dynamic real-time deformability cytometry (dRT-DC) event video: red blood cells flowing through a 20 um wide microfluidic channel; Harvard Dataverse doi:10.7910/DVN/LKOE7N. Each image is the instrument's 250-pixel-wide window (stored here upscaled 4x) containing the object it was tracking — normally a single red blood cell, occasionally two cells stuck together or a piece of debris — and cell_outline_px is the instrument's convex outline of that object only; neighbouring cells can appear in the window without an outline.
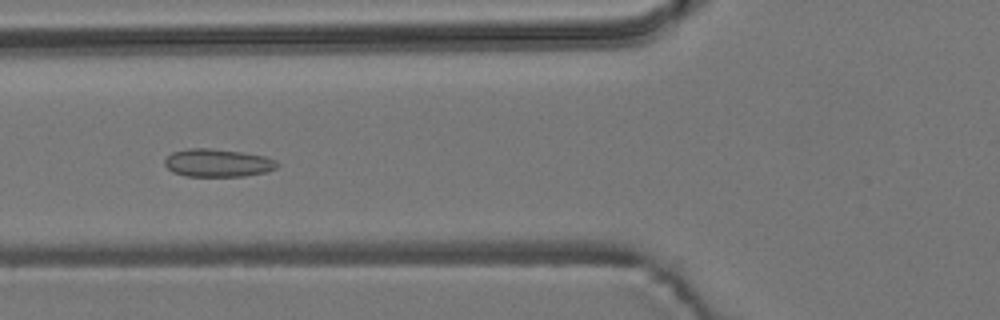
{"species": "common noctule bat (a hibernating species)", "species_latin": "Nyctalus noctula", "temperature_condition": "room temperature", "stored_images_in_passage": 54, "camera_frame_rate_fps": 3000, "um_per_image_px": 0.085, "animal": {"sex": "male", "body_mass_g": 19.2, "forearm_length_mm": 51.8}, "frame": {"image": 1, "passage_image": 20, "time_ms": 6.333, "image_size_px": [1000, 320], "cell_outline_px": [[280, 164], [276, 168], [264, 172], [244, 176], [188, 176], [172, 172], [164, 164], [164, 160], [172, 152], [188, 148], [212, 148], [244, 152], [264, 156], [276, 160]], "centroid_in_image_um": [18.5, 13.83], "position_along_channel_um": 107.3, "area_um2": 18.38}}
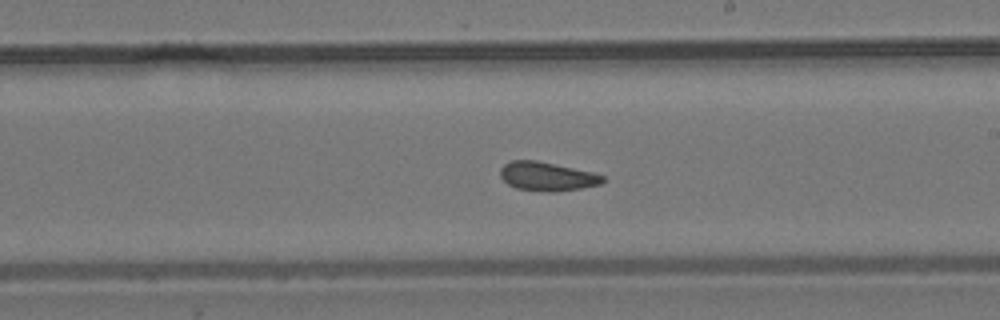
{"frame": {"image": 2, "passage_image": 31, "time_ms": 10.0, "image_size_px": [1000, 320], "cell_outline_px": [[604, 180], [600, 184], [580, 188], [556, 192], [548, 192], [516, 188], [508, 184], [500, 176], [500, 168], [504, 164], [512, 160], [536, 160], [592, 172], [604, 176]], "centroid_in_image_um": [46.47, 14.99], "position_along_channel_um": 242.5, "area_um2": 17.11}}
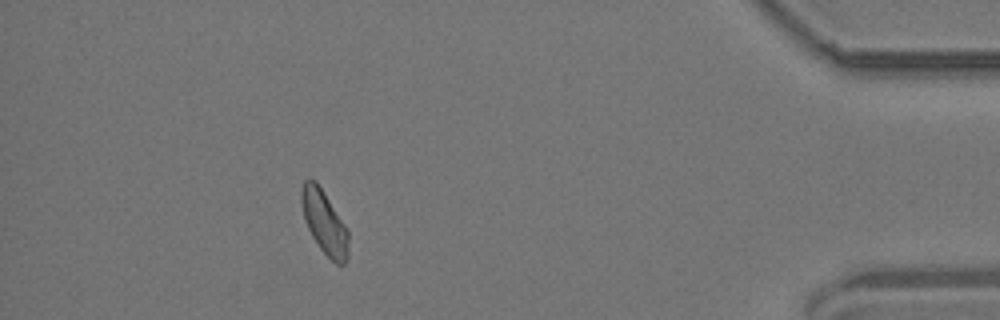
{"frame": {"image": 3, "passage_image": 49, "time_ms": 16.0, "image_size_px": [1000, 320], "cell_outline_px": [[348, 260], [344, 264], [336, 264], [320, 248], [312, 236], [304, 220], [300, 200], [300, 192], [304, 180], [308, 176], [316, 180], [348, 228]], "centroid_in_image_um": [27.56, 18.85], "position_along_channel_um": 407.6, "area_um2": 17.69}, "authors_computed_cell_mechanics": {"area_um2": 17.5712, "velocity_mm_per_s": 3.684, "shape_relaxation_time_tau1_ms": null, "shape_relaxation_time_tau2_ms": 2.269, "deformation_change_tau1": null, "deformation_change_tau2": 0.0788}}